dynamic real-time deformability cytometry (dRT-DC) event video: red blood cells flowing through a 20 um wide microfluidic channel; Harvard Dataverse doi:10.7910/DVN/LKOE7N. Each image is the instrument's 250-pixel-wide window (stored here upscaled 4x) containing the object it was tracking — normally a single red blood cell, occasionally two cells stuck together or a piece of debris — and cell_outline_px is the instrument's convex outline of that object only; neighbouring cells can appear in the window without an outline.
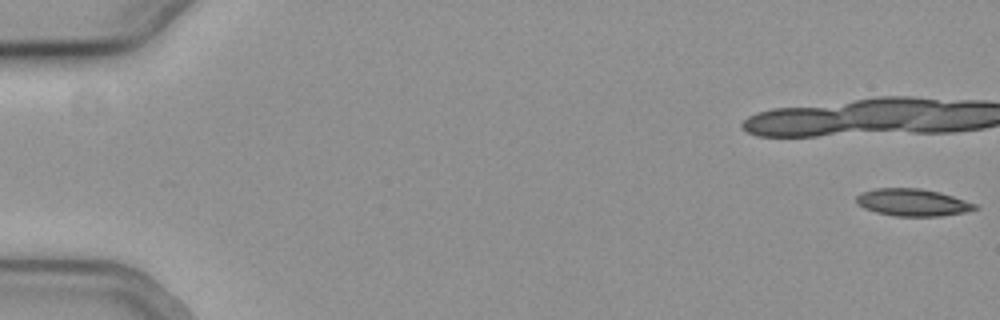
{"species": "common noctule bat (a hibernating species)", "species_latin": "Nyctalus noctula", "temperature_condition": "cold", "stored_images_in_passage": 57, "camera_frame_rate_fps": 3000, "um_per_image_px": 0.085, "animal": {"sex": "female", "body_mass_g": 19.3, "forearm_length_mm": 54.1}, "frame": {"image": 1, "passage_image": 1, "time_ms": 0.0, "image_size_px": [1000, 320], "cell_outline_px": [[980, 208], [964, 212], [940, 216], [896, 216], [876, 212], [864, 208], [856, 204], [856, 196], [860, 192], [876, 188], [920, 188], [940, 192], [976, 204]], "centroid_in_image_um": [77.54, 17.2], "position_along_channel_um": 7.5, "area_um2": 18.84}, "authors_computed_cell_mechanics": {"area_um2": 19.3052, "velocity_mm_per_s": 3.7725, "shape_relaxation_time_tau1_ms": 3.773, "shape_relaxation_time_tau2_ms": null, "deformation_change_tau1": 0.1145, "deformation_change_tau2": null}}